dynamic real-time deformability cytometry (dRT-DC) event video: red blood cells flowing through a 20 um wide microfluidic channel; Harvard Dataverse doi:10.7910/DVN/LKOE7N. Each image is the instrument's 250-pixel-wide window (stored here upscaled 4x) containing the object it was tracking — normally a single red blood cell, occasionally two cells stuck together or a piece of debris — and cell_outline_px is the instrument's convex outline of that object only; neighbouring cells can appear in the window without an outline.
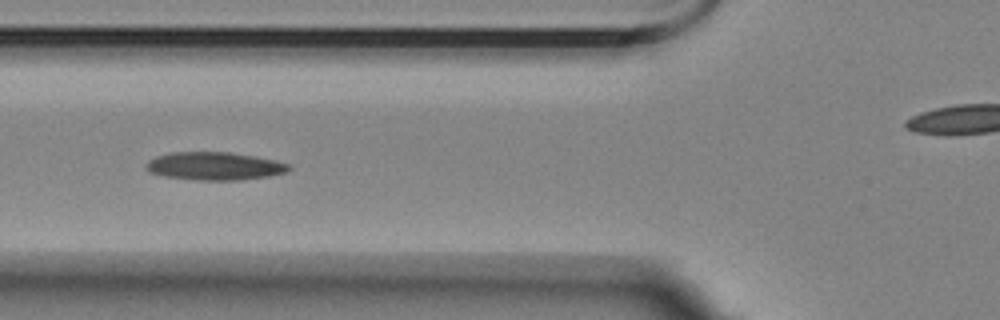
{"species": "Egyptian fruit bat (a non-hibernating species)", "species_latin": "Rousettus aegyptiacus", "temperature_condition": "room temperature", "stored_images_in_passage": 6, "camera_frame_rate_fps": 3000, "um_per_image_px": 0.085, "animal": {"sex": "female"}, "frame": {"image": 1, "passage_image": 5, "time_ms": 5.333, "image_size_px": [1000, 320], "cell_outline_px": [[292, 168], [288, 172], [268, 176], [240, 180], [196, 180], [164, 176], [148, 172], [144, 168], [144, 164], [148, 160], [156, 156], [172, 152], [228, 152], [256, 156], [276, 160], [288, 164]], "centroid_in_image_um": [18.21, 14.11], "position_along_channel_um": 107.6, "area_um2": 23.52}}
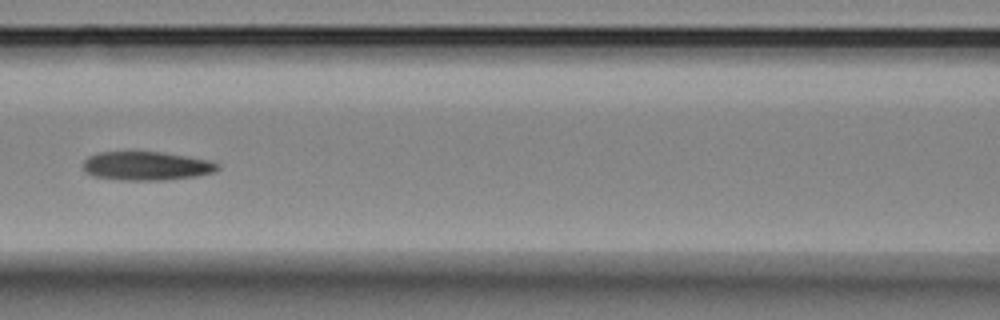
{"frame": {"image": 2, "passage_image": 6, "time_ms": 6.667, "image_size_px": [1000, 320], "cell_outline_px": [[220, 168], [216, 172], [196, 176], [168, 180], [120, 180], [92, 176], [84, 172], [84, 160], [88, 156], [96, 152], [164, 152], [212, 160], [220, 164]], "centroid_in_image_um": [12.48, 14.1], "position_along_channel_um": 154.1, "area_um2": 22.95}}